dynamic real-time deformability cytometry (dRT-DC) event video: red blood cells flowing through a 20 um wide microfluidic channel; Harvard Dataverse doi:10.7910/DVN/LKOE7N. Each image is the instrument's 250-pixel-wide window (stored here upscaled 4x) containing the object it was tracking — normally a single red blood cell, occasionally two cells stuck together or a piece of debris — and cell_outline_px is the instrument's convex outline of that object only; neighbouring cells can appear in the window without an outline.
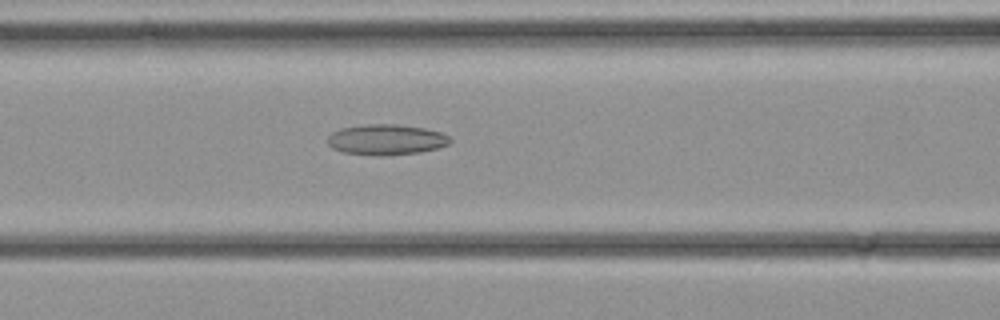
{"species": "common noctule bat (a hibernating species)", "species_latin": "Nyctalus noctula", "temperature_condition": "cold", "stored_images_in_passage": 35, "camera_frame_rate_fps": 3000, "um_per_image_px": 0.085, "animal": {"sex": "female", "body_mass_g": 21.9}, "frame": {"image": 1, "passage_image": 15, "time_ms": 4.667, "image_size_px": [1000, 320], "cell_outline_px": [[452, 140], [448, 144], [436, 148], [420, 152], [384, 156], [376, 156], [344, 152], [332, 148], [328, 144], [328, 136], [332, 132], [340, 128], [368, 124], [396, 124], [424, 128], [440, 132], [448, 136]], "centroid_in_image_um": [32.81, 11.87], "position_along_channel_um": 133.8, "area_um2": 21.79}}
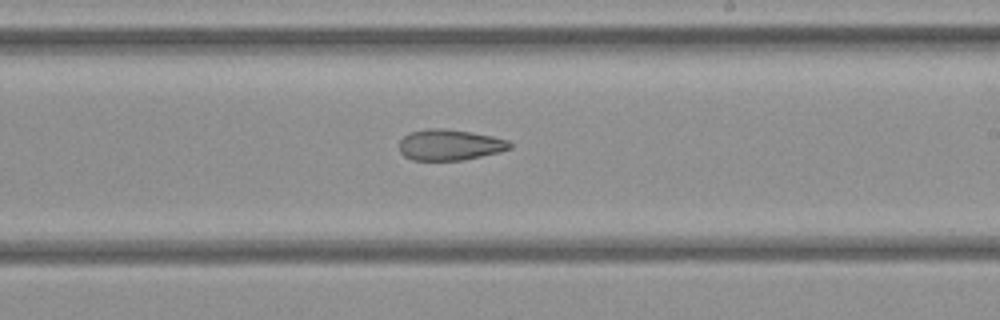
{"frame": {"image": 2, "passage_image": 21, "time_ms": 6.667, "image_size_px": [1000, 320], "cell_outline_px": [[512, 148], [500, 152], [464, 160], [412, 160], [404, 156], [400, 152], [400, 140], [408, 132], [428, 128], [444, 128], [472, 132], [492, 136], [508, 140], [512, 144]], "centroid_in_image_um": [38.23, 12.31], "position_along_channel_um": 250.8, "area_um2": 20.11}}
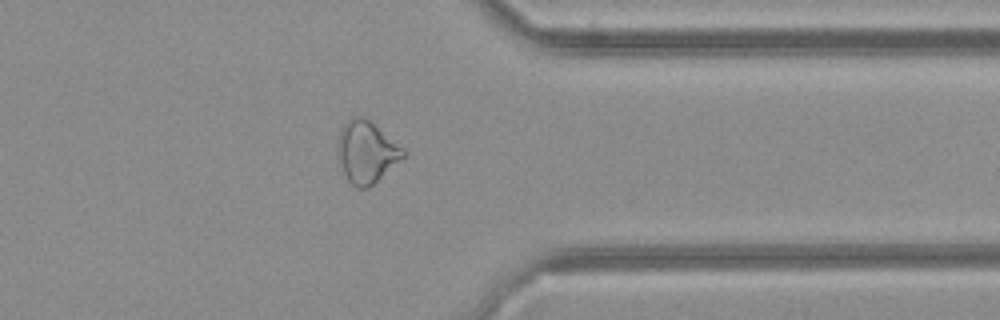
{"frame": {"image": 3, "passage_image": 28, "time_ms": 9.0, "image_size_px": [1000, 320], "cell_outline_px": [[408, 152], [400, 160], [368, 188], [356, 188], [348, 180], [336, 156], [336, 148], [340, 128], [352, 116], [364, 116], [404, 148]], "centroid_in_image_um": [31.12, 12.9], "position_along_channel_um": 380.3, "area_um2": 23.64}}